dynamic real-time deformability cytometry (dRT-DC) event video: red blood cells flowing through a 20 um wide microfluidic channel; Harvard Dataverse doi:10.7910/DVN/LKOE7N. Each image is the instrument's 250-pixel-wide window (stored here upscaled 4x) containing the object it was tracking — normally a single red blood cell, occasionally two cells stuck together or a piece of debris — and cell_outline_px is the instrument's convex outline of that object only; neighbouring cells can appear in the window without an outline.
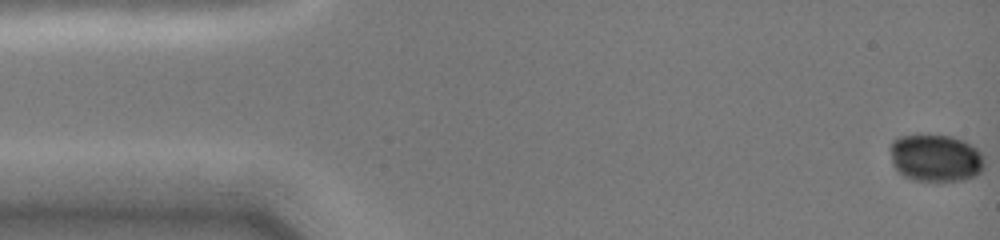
{"species": "common noctule bat (a hibernating species)", "species_latin": "Nyctalus noctula", "temperature_condition": "cold", "stored_images_in_passage": 33, "camera_frame_rate_fps": 3000, "um_per_image_px": 0.085, "animal": {"sex": "female", "body_mass_g": 19.0, "forearm_length_mm": 51.5}, "frame": {"image": 1, "passage_image": 1, "time_ms": 0.0, "image_size_px": [1000, 240], "cell_outline_px": [[984, 168], [976, 176], [964, 180], [936, 184], [912, 180], [904, 176], [892, 164], [888, 148], [892, 140], [900, 136], [952, 136], [964, 140], [976, 148], [984, 156]], "centroid_in_image_um": [79.53, 13.49], "position_along_channel_um": 5.5, "area_um2": 26.82}}
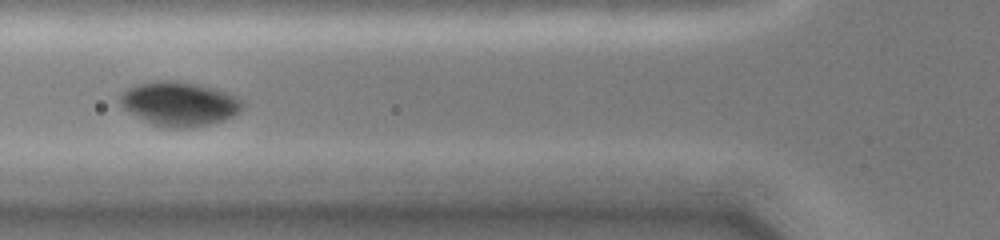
{"frame": {"image": 2, "passage_image": 16, "time_ms": 5.667, "image_size_px": [1000, 240], "cell_outline_px": [[244, 104], [240, 112], [224, 120], [196, 128], [164, 128], [152, 124], [124, 108], [120, 104], [120, 96], [128, 88], [140, 84], [164, 80], [176, 80], [216, 88], [228, 92], [244, 100]], "centroid_in_image_um": [15.32, 8.83], "position_along_channel_um": 110.5, "area_um2": 31.56}}
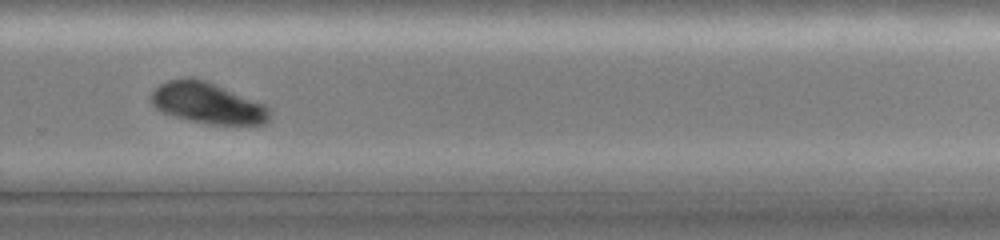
{"frame": {"image": 3, "passage_image": 30, "time_ms": 10.667, "image_size_px": [1000, 240], "cell_outline_px": [[272, 112], [268, 120], [264, 124], [208, 124], [176, 116], [164, 112], [156, 108], [148, 100], [152, 92], [160, 84], [168, 80], [188, 76], [204, 80], [264, 104], [272, 108]], "centroid_in_image_um": [17.64, 8.75], "position_along_channel_um": 312.2, "area_um2": 28.15}}